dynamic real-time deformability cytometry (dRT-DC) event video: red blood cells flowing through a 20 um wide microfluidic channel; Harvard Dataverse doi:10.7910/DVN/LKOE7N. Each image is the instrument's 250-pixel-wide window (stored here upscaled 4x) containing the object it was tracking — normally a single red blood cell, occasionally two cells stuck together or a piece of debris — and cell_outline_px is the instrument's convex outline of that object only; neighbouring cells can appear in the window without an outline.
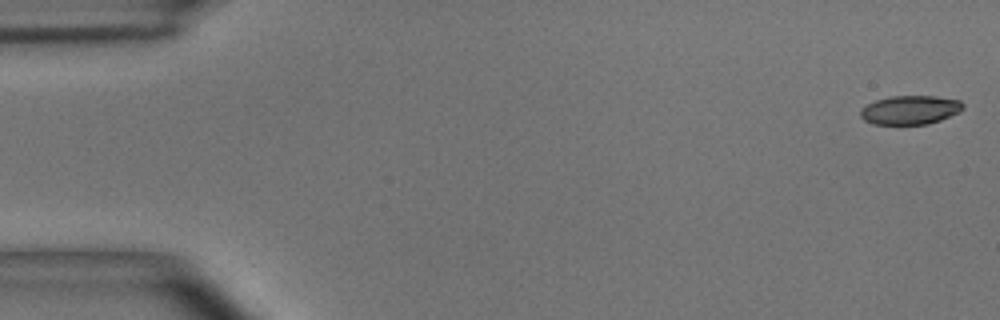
{"species": "common noctule bat (a hibernating species)", "species_latin": "Nyctalus noctula", "temperature_condition": "room temperature", "stored_images_in_passage": 5, "camera_frame_rate_fps": 3000, "um_per_image_px": 0.085, "animal": {"sex": "male", "body_mass_g": 15.6}, "frame": {"image": 1, "passage_image": 1, "time_ms": 0.0, "image_size_px": [1000, 320], "cell_outline_px": [[964, 108], [960, 112], [940, 120], [928, 124], [872, 124], [864, 120], [860, 116], [860, 108], [876, 100], [888, 96], [936, 96], [960, 100], [964, 104]], "centroid_in_image_um": [77.37, 9.34], "position_along_channel_um": 7.6, "area_um2": 17.4}}
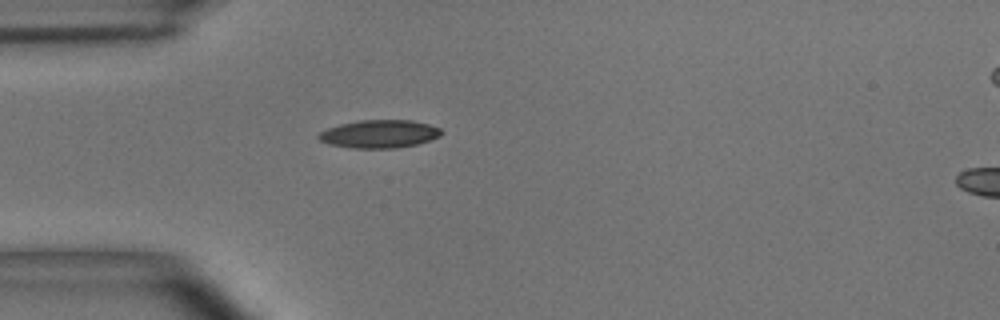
{"frame": {"image": 2, "passage_image": 5, "time_ms": 1.333, "image_size_px": [1000, 320], "cell_outline_px": [[444, 132], [440, 136], [416, 144], [396, 148], [352, 148], [328, 144], [320, 140], [316, 136], [320, 132], [328, 128], [340, 124], [360, 120], [412, 120], [428, 124], [440, 128]], "centroid_in_image_um": [32.24, 11.38], "position_along_channel_um": 52.8, "area_um2": 20.0}}